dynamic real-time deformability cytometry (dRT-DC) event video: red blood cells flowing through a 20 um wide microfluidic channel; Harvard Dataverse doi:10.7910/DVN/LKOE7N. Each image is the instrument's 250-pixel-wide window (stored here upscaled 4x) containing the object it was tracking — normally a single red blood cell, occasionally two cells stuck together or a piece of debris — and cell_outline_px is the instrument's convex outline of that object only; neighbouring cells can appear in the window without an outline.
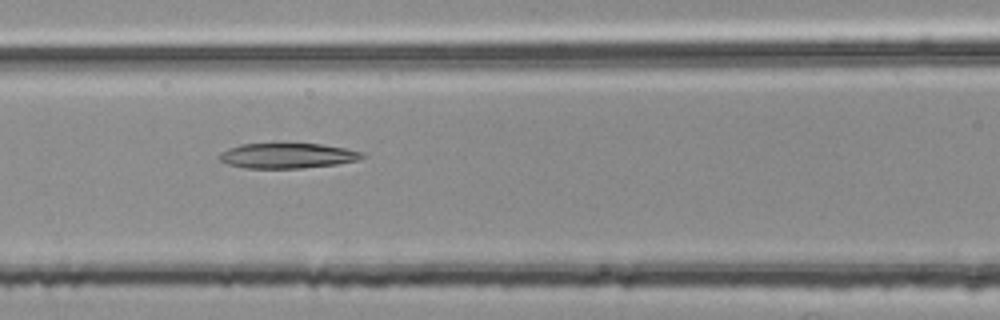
{"species": "common noctule bat (a hibernating species)", "species_latin": "Nyctalus noctula", "temperature_condition": "room temperature", "stored_images_in_passage": 53, "camera_frame_rate_fps": 3000, "um_per_image_px": 0.085, "animal": {"sex": "female", "body_mass_g": 25.1}, "frame": {"image": 1, "passage_image": 22, "time_ms": 7.0, "image_size_px": [1000, 320], "cell_outline_px": [[368, 156], [356, 160], [336, 164], [300, 168], [248, 168], [228, 164], [220, 160], [216, 156], [220, 152], [228, 148], [240, 144], [320, 144], [344, 148], [364, 152]], "centroid_in_image_um": [24.41, 13.23], "position_along_channel_um": 142.2, "area_um2": 20.87}}
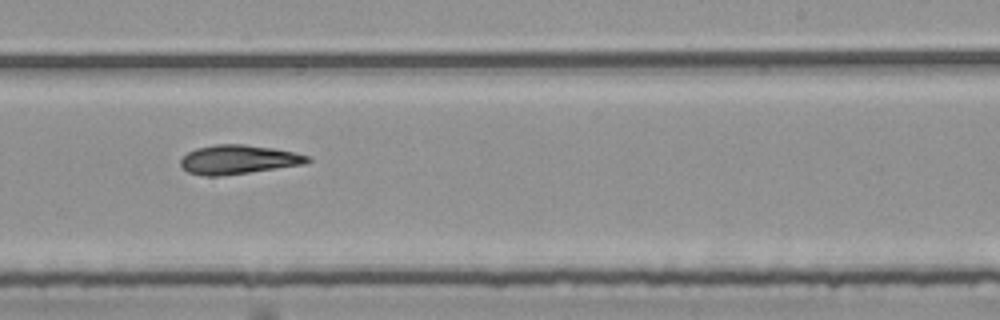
{"frame": {"image": 2, "passage_image": 32, "time_ms": 10.333, "image_size_px": [1000, 320], "cell_outline_px": [[312, 160], [304, 164], [220, 176], [204, 176], [188, 172], [180, 164], [180, 160], [188, 152], [196, 148], [216, 144], [244, 144], [272, 148], [296, 152], [308, 156]], "centroid_in_image_um": [20.25, 13.55], "position_along_channel_um": 268.8, "area_um2": 21.33}}
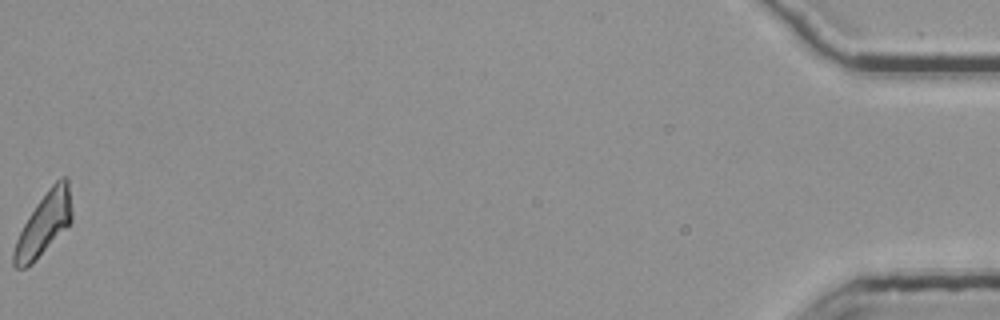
{"frame": {"image": 3, "passage_image": 53, "time_ms": 17.333, "image_size_px": [1000, 320], "cell_outline_px": [[72, 220], [32, 264], [24, 268], [16, 268], [12, 264], [12, 252], [16, 240], [28, 216], [36, 204], [52, 184], [60, 176], [68, 176], [72, 208]], "centroid_in_image_um": [3.72, 19.02], "position_along_channel_um": 431.5, "area_um2": 20.92}}